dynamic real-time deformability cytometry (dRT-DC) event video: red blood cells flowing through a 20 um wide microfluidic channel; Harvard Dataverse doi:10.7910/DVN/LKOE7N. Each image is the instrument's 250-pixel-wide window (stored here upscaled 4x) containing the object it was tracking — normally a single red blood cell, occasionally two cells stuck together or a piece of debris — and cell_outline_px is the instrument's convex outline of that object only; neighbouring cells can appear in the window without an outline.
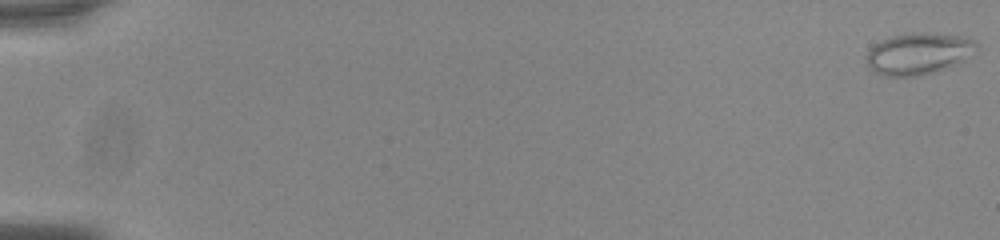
{"species": "common noctule bat (a hibernating species)", "species_latin": "Nyctalus noctula", "temperature_condition": "room temperature", "stored_images_in_passage": 56, "camera_frame_rate_fps": 3000, "um_per_image_px": 0.085, "animal": {"sex": "male", "body_mass_g": 20.0, "forearm_length_mm": 53.3}, "frame": {"image": 1, "passage_image": 1, "time_ms": 0.0, "image_size_px": [1000, 240], "cell_outline_px": [[976, 48], [964, 60], [956, 64], [936, 72], [916, 76], [884, 76], [872, 72], [868, 64], [868, 52], [876, 44], [892, 36], [912, 32], [924, 32], [968, 36], [976, 40]], "centroid_in_image_um": [78.11, 4.55], "position_along_channel_um": 6.9, "area_um2": 26.65}}
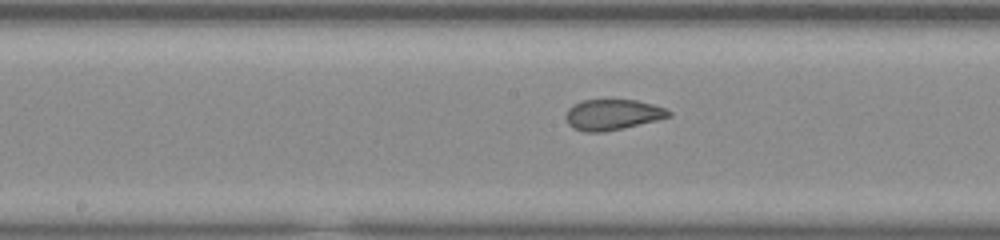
{"frame": {"image": 2, "passage_image": 31, "time_ms": 10.0, "image_size_px": [1000, 240], "cell_outline_px": [[672, 116], [656, 120], [604, 132], [584, 132], [572, 128], [568, 124], [568, 108], [572, 104], [584, 100], [636, 100], [652, 104], [664, 108], [672, 112]], "centroid_in_image_um": [52.07, 9.74], "position_along_channel_um": 196.1, "area_um2": 18.15}}
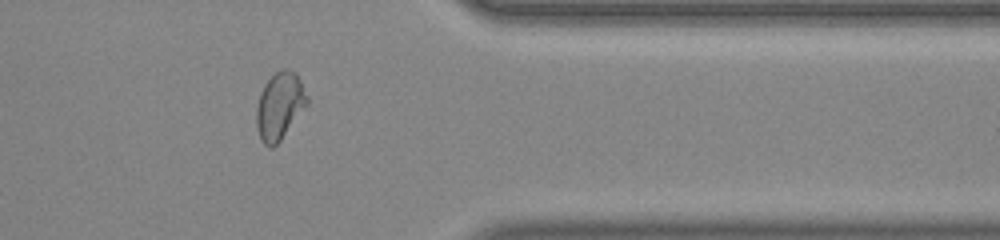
{"frame": {"image": 3, "passage_image": 47, "time_ms": 15.333, "image_size_px": [1000, 240], "cell_outline_px": [[308, 104], [280, 140], [272, 148], [268, 148], [260, 140], [256, 128], [256, 108], [260, 92], [264, 84], [280, 68], [288, 68], [296, 72], [308, 96]], "centroid_in_image_um": [23.76, 8.99], "position_along_channel_um": 387.6, "area_um2": 20.0}, "authors_computed_cell_mechanics": {"area_um2": 20.4323, "velocity_mm_per_s": 3.7749, "shape_relaxation_time_tau1_ms": null, "shape_relaxation_time_tau2_ms": 0.9318, "deformation_change_tau1": null, "deformation_change_tau2": 0.0626}}